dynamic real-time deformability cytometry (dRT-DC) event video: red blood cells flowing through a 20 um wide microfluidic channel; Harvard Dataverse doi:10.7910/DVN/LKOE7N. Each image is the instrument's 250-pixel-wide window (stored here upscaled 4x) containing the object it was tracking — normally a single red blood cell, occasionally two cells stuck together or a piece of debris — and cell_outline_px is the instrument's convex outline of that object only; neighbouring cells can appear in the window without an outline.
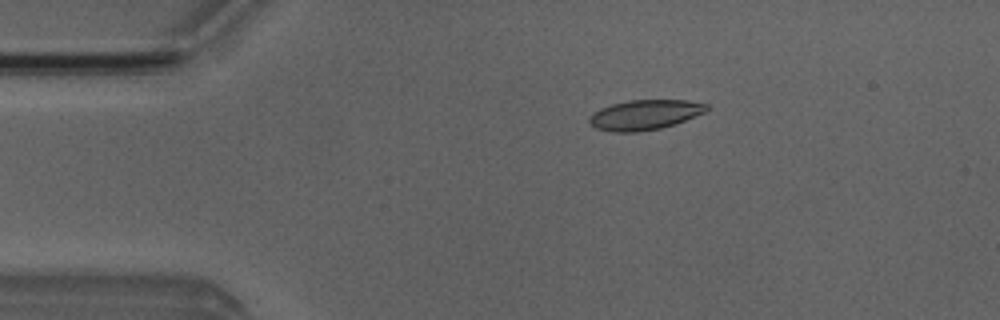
{"species": "Egyptian fruit bat (a non-hibernating species)", "species_latin": "Rousettus aegyptiacus", "temperature_condition": "room temperature", "stored_images_in_passage": 5, "camera_frame_rate_fps": 3000, "um_per_image_px": 0.085, "animal": {"sex": "male"}, "frame": {"image": 1, "passage_image": 3, "time_ms": 2.667, "image_size_px": [1000, 320], "cell_outline_px": [[708, 112], [676, 124], [660, 128], [636, 132], [612, 132], [596, 128], [588, 120], [588, 116], [592, 112], [600, 108], [612, 104], [628, 100], [688, 100], [708, 104]], "centroid_in_image_um": [54.83, 9.75], "position_along_channel_um": 30.2, "area_um2": 20.75}}